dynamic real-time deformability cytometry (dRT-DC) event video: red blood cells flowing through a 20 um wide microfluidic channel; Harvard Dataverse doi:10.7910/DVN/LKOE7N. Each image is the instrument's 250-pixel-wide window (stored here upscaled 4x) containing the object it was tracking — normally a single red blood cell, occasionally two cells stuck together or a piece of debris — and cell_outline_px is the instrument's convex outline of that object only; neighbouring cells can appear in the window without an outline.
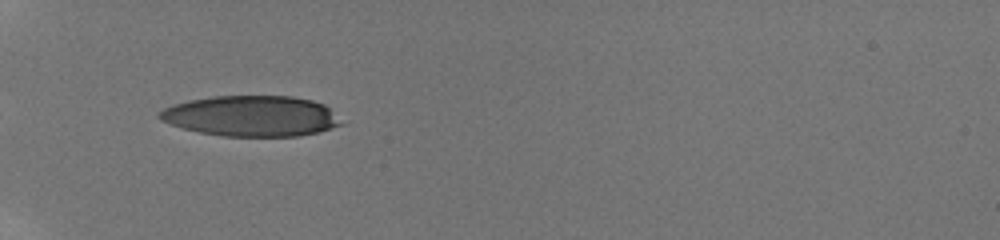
{"species": "human", "species_latin": "Homo sapiens", "temperature_condition": "room temperature", "stored_images_in_passage": 5, "camera_frame_rate_fps": 3000, "um_per_image_px": 0.085, "donor": {"sex": "male"}, "frame": {"image": 1, "passage_image": 1, "time_ms": 0.0, "image_size_px": [1000, 240], "cell_outline_px": [[344, 124], [332, 128], [300, 136], [224, 136], [200, 132], [184, 128], [160, 120], [156, 116], [156, 112], [172, 104], [188, 100], [212, 96], [292, 96], [312, 100], [324, 104]], "centroid_in_image_um": [21.33, 9.85], "position_along_channel_um": 63.7, "area_um2": 43.06}}
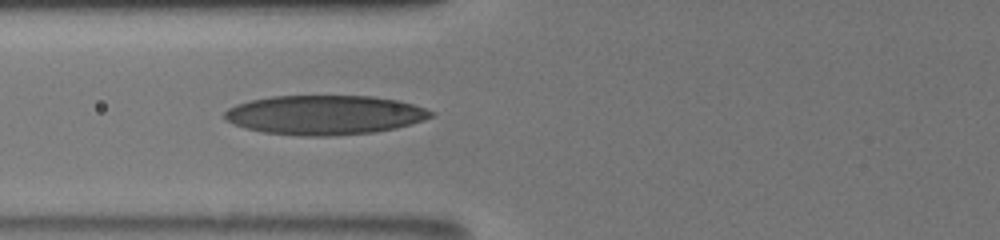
{"frame": {"image": 2, "passage_image": 5, "time_ms": 1.333, "image_size_px": [1000, 240], "cell_outline_px": [[436, 116], [412, 124], [396, 128], [372, 132], [328, 136], [300, 136], [264, 132], [244, 128], [232, 124], [224, 120], [224, 112], [228, 108], [236, 104], [252, 100], [272, 96], [372, 96], [400, 100], [436, 112]], "centroid_in_image_um": [27.6, 9.77], "position_along_channel_um": 98.2, "area_um2": 47.63}}